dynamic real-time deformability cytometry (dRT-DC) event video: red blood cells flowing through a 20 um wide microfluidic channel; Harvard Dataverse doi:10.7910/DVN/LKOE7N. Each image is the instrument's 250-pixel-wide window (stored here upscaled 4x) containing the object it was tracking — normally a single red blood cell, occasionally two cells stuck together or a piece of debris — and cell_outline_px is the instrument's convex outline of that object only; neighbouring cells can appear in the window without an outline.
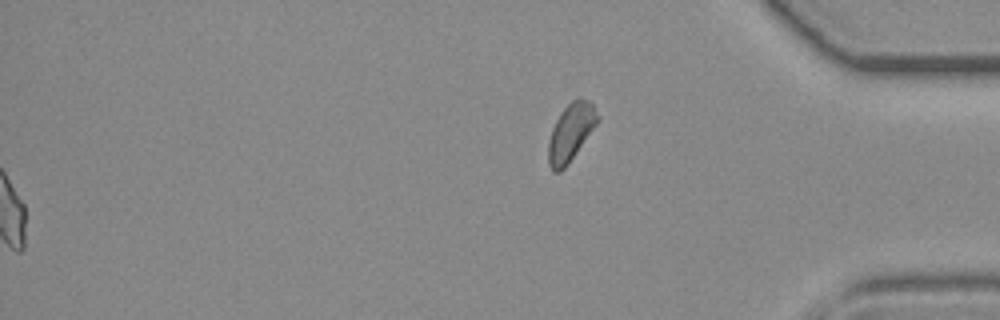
{"species": "common noctule bat (a hibernating species)", "species_latin": "Nyctalus noctula", "temperature_condition": "room temperature", "stored_images_in_passage": 40, "camera_frame_rate_fps": 3000, "um_per_image_px": 0.085, "animal": {"sex": "female", "body_mass_g": 19.3, "forearm_length_mm": 54.1}, "frame": {"image": 1, "passage_image": 40, "time_ms": 13.0, "image_size_px": [1000, 320], "cell_outline_px": [[600, 120], [568, 164], [560, 172], [552, 172], [548, 164], [548, 140], [552, 128], [560, 112], [572, 100], [580, 96], [588, 100], [592, 104], [600, 116]], "centroid_in_image_um": [48.51, 11.24], "position_along_channel_um": 386.7, "area_um2": 16.7}}